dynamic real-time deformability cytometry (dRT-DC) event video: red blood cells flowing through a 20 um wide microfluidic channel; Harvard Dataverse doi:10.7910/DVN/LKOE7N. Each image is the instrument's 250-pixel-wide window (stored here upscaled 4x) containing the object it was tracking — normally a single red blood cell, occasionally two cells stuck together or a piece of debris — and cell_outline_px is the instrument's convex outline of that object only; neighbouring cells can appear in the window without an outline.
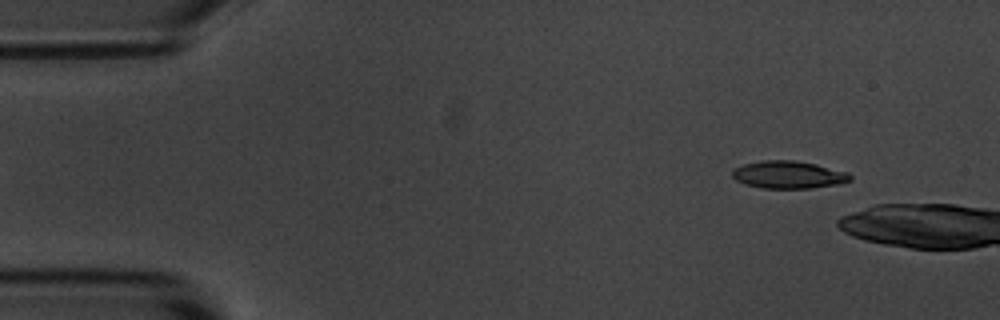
{"species": "common noctule bat (a hibernating species)", "species_latin": "Nyctalus noctula", "temperature_condition": "room temperature", "stored_images_in_passage": 3, "camera_frame_rate_fps": 3000, "um_per_image_px": 0.085, "animal": {"sex": "male", "body_mass_g": 20.1, "forearm_length_mm": 53.5}, "frame": {"image": 1, "passage_image": 1, "time_ms": 0.0, "image_size_px": [1000, 320], "cell_outline_px": [[852, 180], [840, 184], [808, 188], [764, 188], [744, 184], [736, 180], [732, 176], [732, 172], [736, 168], [744, 164], [760, 160], [796, 160], [816, 164], [848, 172], [852, 176]], "centroid_in_image_um": [67.04, 14.84], "position_along_channel_um": 18.0, "area_um2": 18.96}}